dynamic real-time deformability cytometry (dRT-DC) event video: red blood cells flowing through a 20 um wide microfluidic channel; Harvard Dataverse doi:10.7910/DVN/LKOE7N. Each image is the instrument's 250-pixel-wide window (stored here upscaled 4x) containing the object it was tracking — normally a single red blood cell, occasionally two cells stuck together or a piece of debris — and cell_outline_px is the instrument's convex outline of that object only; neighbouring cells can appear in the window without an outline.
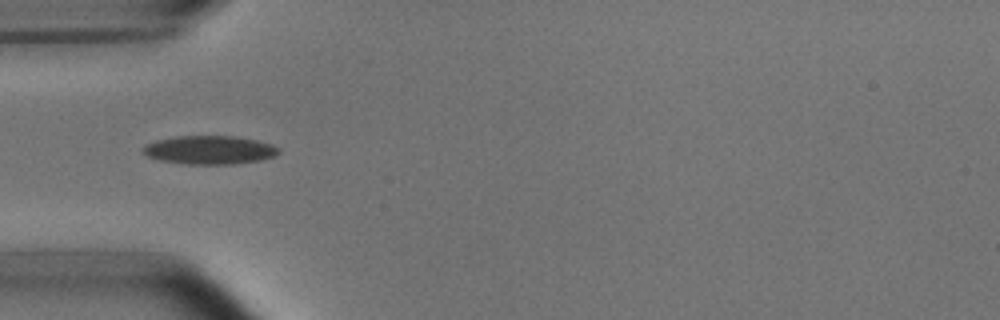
{"species": "common noctule bat (a hibernating species)", "species_latin": "Nyctalus noctula", "temperature_condition": "room temperature", "stored_images_in_passage": 18, "camera_frame_rate_fps": 3000, "um_per_image_px": 0.085, "animal": {"sex": "male", "body_mass_g": 15.6}, "frame": {"image": 1, "passage_image": 6, "time_ms": 1.667, "image_size_px": [1000, 320], "cell_outline_px": [[280, 152], [276, 156], [260, 160], [236, 164], [184, 164], [160, 160], [148, 156], [144, 152], [144, 144], [156, 140], [176, 136], [232, 136], [256, 140], [272, 144], [280, 148]], "centroid_in_image_um": [17.84, 12.75], "position_along_channel_um": 67.2, "area_um2": 22.6}}